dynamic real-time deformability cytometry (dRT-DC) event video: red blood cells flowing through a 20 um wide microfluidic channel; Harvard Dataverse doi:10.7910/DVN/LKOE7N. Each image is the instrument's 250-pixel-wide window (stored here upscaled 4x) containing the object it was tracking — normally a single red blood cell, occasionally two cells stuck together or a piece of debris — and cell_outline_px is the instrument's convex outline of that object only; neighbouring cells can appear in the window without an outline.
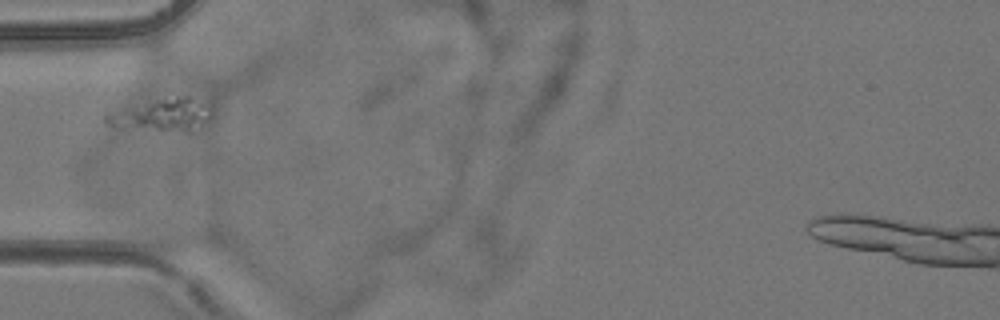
{"species": "common noctule bat (a hibernating species)", "species_latin": "Nyctalus noctula", "temperature_condition": "room temperature", "stored_images_in_passage": 3, "camera_frame_rate_fps": 3000, "um_per_image_px": 0.085, "animal": {"sex": "female", "body_mass_g": 24.6, "forearm_length_mm": 56.2}, "frame": {"image": 1, "passage_image": 1, "time_ms": 0.0, "image_size_px": [1000, 320], "cell_outline_px": [[208, 120], [192, 136], [108, 124], [104, 120], [104, 116], [160, 100], [176, 96], [192, 96], [200, 104], [208, 116]], "centroid_in_image_um": [13.91, 9.88], "position_along_channel_um": 71.1, "area_um2": 18.96}}
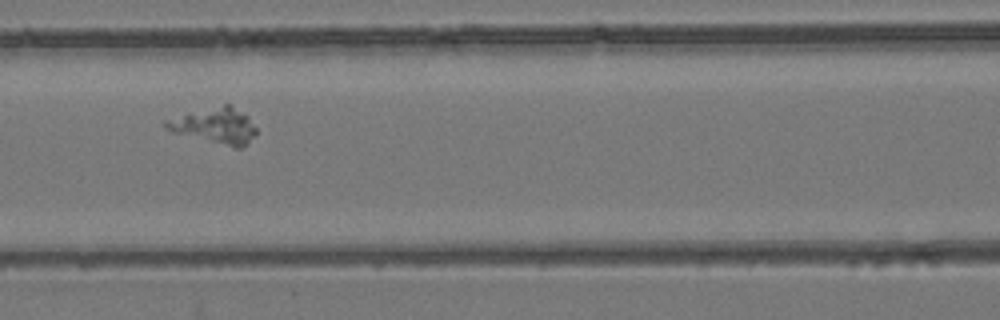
{"frame": {"image": 2, "passage_image": 3, "time_ms": 2.0, "image_size_px": [1000, 320], "cell_outline_px": [[256, 136], [240, 148], [236, 148], [172, 132], [164, 128], [164, 120], [224, 104], [228, 104], [248, 116], [256, 128]], "centroid_in_image_um": [18.29, 10.71], "position_along_channel_um": 148.3, "area_um2": 18.44}}